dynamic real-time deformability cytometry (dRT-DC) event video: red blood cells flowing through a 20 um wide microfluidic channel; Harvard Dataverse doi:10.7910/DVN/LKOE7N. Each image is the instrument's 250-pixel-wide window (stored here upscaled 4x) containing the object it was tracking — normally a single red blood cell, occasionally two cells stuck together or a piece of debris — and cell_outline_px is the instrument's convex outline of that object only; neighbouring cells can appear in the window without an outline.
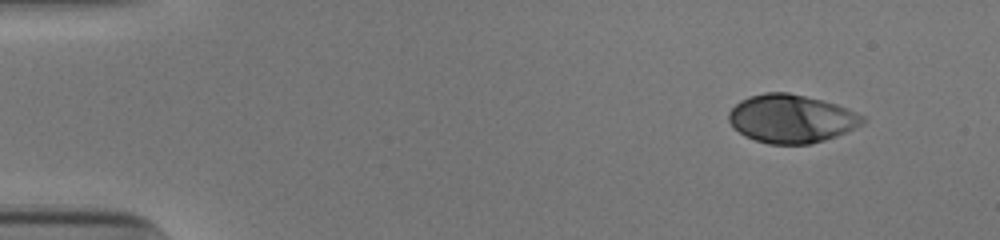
{"species": "human", "species_latin": "Homo sapiens", "temperature_condition": "cold", "stored_images_in_passage": 48, "camera_frame_rate_fps": 3000, "um_per_image_px": 0.085, "donor": {"sex": "male"}, "frame": {"image": 1, "passage_image": 1, "time_ms": 0.0, "image_size_px": [1000, 240], "cell_outline_px": [[864, 124], [836, 136], [824, 140], [808, 144], [768, 144], [744, 136], [732, 128], [728, 120], [728, 112], [740, 100], [748, 96], [764, 92], [788, 92], [836, 104], [864, 116]], "centroid_in_image_um": [67.21, 10.09], "position_along_channel_um": 17.8, "area_um2": 37.69}}
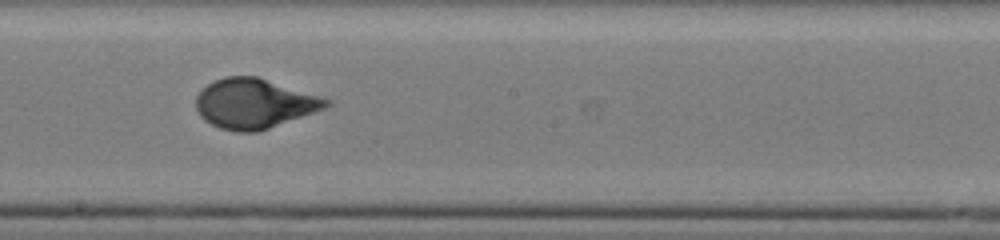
{"frame": {"image": 2, "passage_image": 26, "time_ms": 8.333, "image_size_px": [1000, 240], "cell_outline_px": [[332, 104], [324, 108], [268, 128], [256, 132], [236, 132], [220, 128], [204, 120], [200, 116], [196, 108], [196, 96], [208, 84], [224, 76], [256, 76], [332, 100]], "centroid_in_image_um": [21.58, 8.8], "position_along_channel_um": 226.6, "area_um2": 37.28}}
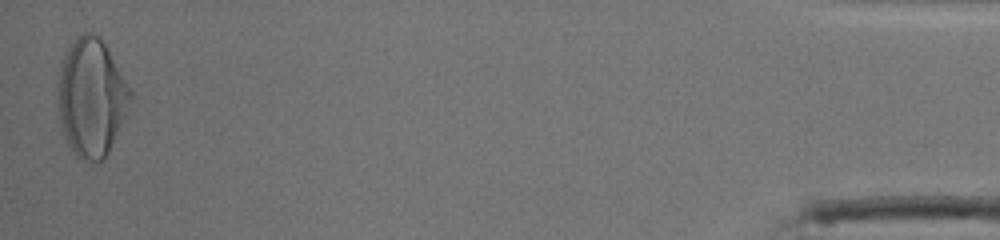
{"frame": {"image": 3, "passage_image": 48, "time_ms": 15.667, "image_size_px": [1000, 240], "cell_outline_px": [[132, 96], [124, 116], [108, 152], [104, 160], [80, 160], [76, 156], [68, 144], [64, 132], [56, 104], [56, 80], [64, 52], [84, 32], [92, 32], [100, 36], [132, 92]], "centroid_in_image_um": [7.71, 8.27], "position_along_channel_um": 427.5, "area_um2": 49.42}, "authors_computed_cell_mechanics": {"area_um2": 37.6567, "velocity_mm_per_s": 3.8896, "shape_relaxation_time_tau1_ms": 3.5567, "shape_relaxation_time_tau2_ms": null, "deformation_change_tau1": 0.1829, "deformation_change_tau2": null}}